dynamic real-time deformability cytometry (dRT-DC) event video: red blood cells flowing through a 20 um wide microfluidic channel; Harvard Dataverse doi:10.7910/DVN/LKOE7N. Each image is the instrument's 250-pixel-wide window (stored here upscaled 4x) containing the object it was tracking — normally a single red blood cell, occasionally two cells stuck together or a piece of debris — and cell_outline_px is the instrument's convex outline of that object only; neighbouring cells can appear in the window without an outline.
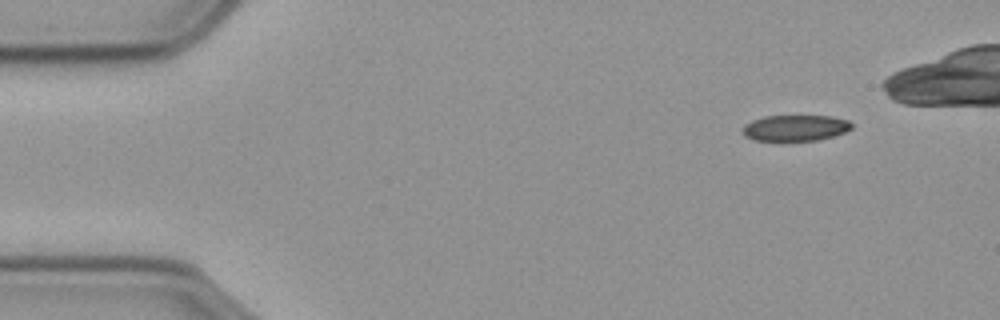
{"species": "common noctule bat (a hibernating species)", "species_latin": "Nyctalus noctula", "temperature_condition": "cold", "stored_images_in_passage": 45, "camera_frame_rate_fps": 3000, "um_per_image_px": 0.085, "animal": {"sex": "male", "body_mass_g": 23.1, "forearm_length_mm": 52.7}, "frame": {"image": 1, "passage_image": 1, "time_ms": 0.0, "image_size_px": [1000, 320], "cell_outline_px": [[852, 128], [844, 132], [832, 136], [816, 140], [756, 140], [744, 136], [744, 124], [752, 120], [764, 116], [828, 116], [848, 120], [852, 124]], "centroid_in_image_um": [67.59, 10.86], "position_along_channel_um": 17.4, "area_um2": 16.24}}
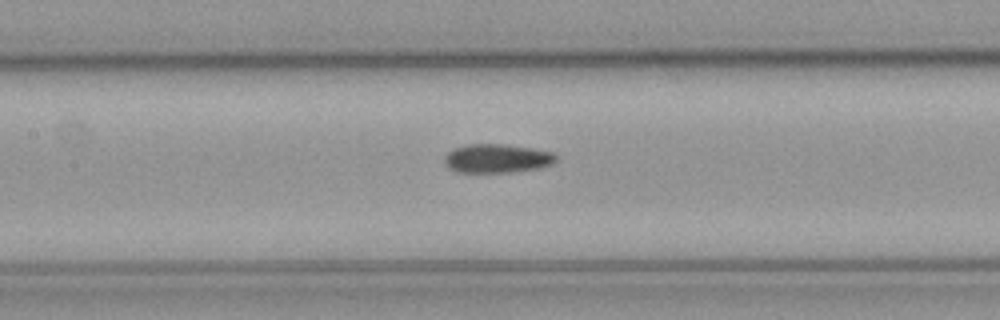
{"frame": {"image": 2, "passage_image": 21, "time_ms": 6.667, "image_size_px": [1000, 320], "cell_outline_px": [[556, 160], [552, 164], [540, 168], [508, 172], [460, 172], [452, 168], [444, 160], [444, 156], [448, 152], [456, 148], [468, 144], [504, 144], [532, 148], [552, 152], [556, 156]], "centroid_in_image_um": [42.28, 13.46], "position_along_channel_um": 165.1, "area_um2": 18.44}}
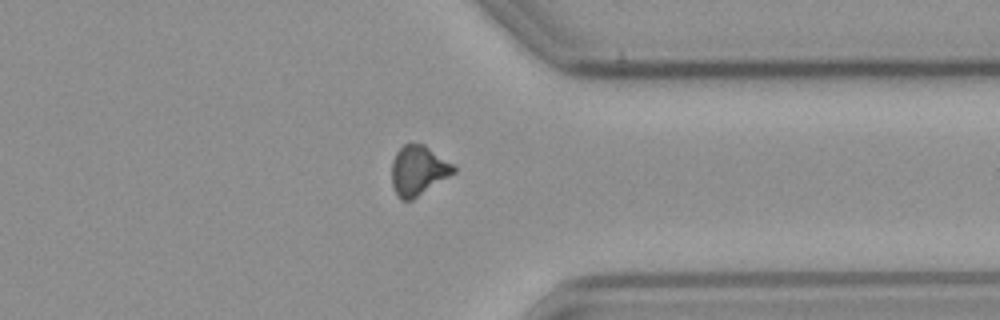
{"frame": {"image": 3, "passage_image": 39, "time_ms": 12.667, "image_size_px": [1000, 320], "cell_outline_px": [[456, 172], [412, 200], [400, 200], [392, 184], [392, 160], [396, 152], [404, 144], [424, 144], [452, 164], [456, 168]], "centroid_in_image_um": [35.54, 14.49], "position_along_channel_um": 375.9, "area_um2": 17.74}}